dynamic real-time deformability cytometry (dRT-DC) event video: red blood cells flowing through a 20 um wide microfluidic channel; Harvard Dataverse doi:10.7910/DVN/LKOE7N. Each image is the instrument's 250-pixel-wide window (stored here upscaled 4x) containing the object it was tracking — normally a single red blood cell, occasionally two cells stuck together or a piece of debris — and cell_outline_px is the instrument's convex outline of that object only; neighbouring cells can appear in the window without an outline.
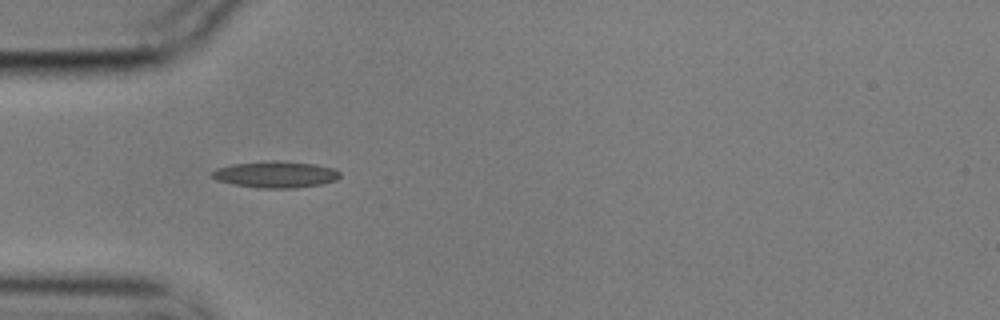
{"species": "common noctule bat (a hibernating species)", "species_latin": "Nyctalus noctula", "temperature_condition": "cold", "stored_images_in_passage": 2, "camera_frame_rate_fps": 3000, "um_per_image_px": 0.085, "animal": {"sex": "male", "body_mass_g": 17.9}, "frame": {"image": 1, "passage_image": 1, "time_ms": 0.0, "image_size_px": [1000, 320], "cell_outline_px": [[340, 176], [336, 180], [320, 184], [296, 188], [260, 188], [232, 184], [216, 180], [208, 176], [216, 168], [232, 164], [264, 160], [280, 160], [316, 164], [336, 168], [340, 172]], "centroid_in_image_um": [23.41, 14.81], "position_along_channel_um": 61.6, "area_um2": 20.17}}
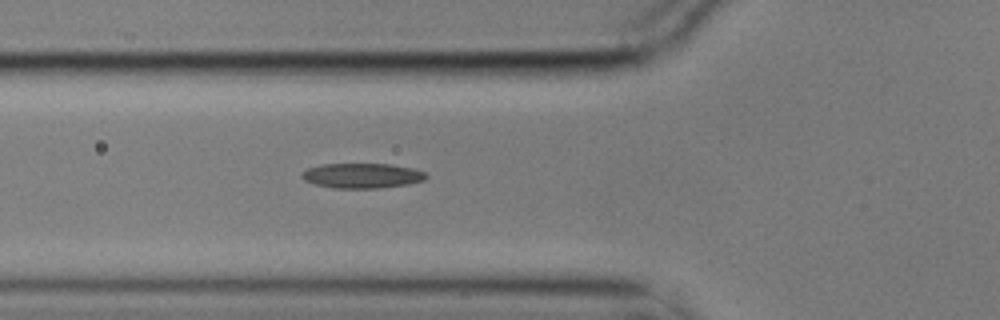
{"frame": {"image": 2, "passage_image": 2, "time_ms": 0.333, "image_size_px": [1000, 320], "cell_outline_px": [[428, 176], [424, 180], [408, 184], [380, 188], [332, 188], [316, 184], [304, 180], [300, 176], [300, 172], [308, 168], [320, 164], [392, 164], [412, 168], [424, 172]], "centroid_in_image_um": [30.75, 14.93], "position_along_channel_um": 95.1, "area_um2": 18.15}}